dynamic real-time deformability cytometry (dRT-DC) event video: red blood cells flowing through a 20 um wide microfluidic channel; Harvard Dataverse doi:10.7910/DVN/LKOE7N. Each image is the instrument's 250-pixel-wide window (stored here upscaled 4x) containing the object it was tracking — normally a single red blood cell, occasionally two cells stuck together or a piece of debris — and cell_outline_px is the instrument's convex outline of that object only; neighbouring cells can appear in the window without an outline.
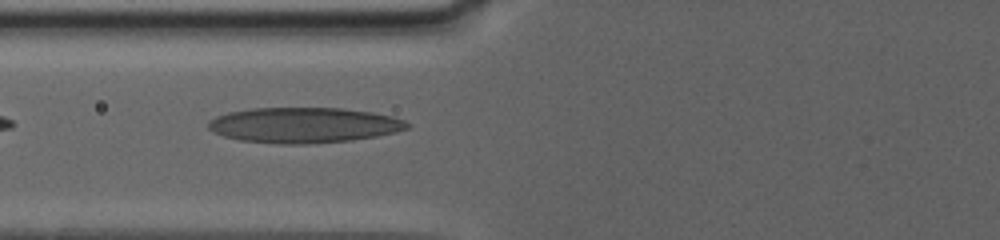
{"species": "human", "species_latin": "Homo sapiens", "temperature_condition": "warm", "stored_images_in_passage": 58, "camera_frame_rate_fps": 3000, "um_per_image_px": 0.085, "donor": {"sex": "female"}, "frame": {"image": 1, "passage_image": 4, "time_ms": 1.0, "image_size_px": [1000, 240], "cell_outline_px": [[408, 128], [396, 132], [376, 136], [352, 140], [308, 144], [276, 144], [240, 140], [224, 136], [208, 128], [208, 120], [216, 116], [228, 112], [252, 108], [344, 108], [372, 112], [392, 116], [404, 120], [408, 124]], "centroid_in_image_um": [25.82, 10.63], "position_along_channel_um": 100.0, "area_um2": 41.1}}
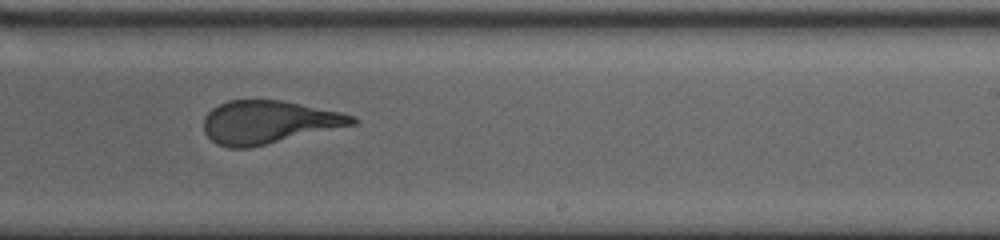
{"frame": {"image": 2, "passage_image": 23, "time_ms": 6.333, "image_size_px": [1000, 240], "cell_outline_px": [[356, 124], [248, 148], [228, 148], [216, 144], [204, 132], [204, 116], [212, 108], [228, 100], [280, 100], [340, 112], [356, 116]], "centroid_in_image_um": [22.79, 10.38], "position_along_channel_um": 266.2, "area_um2": 36.93}}
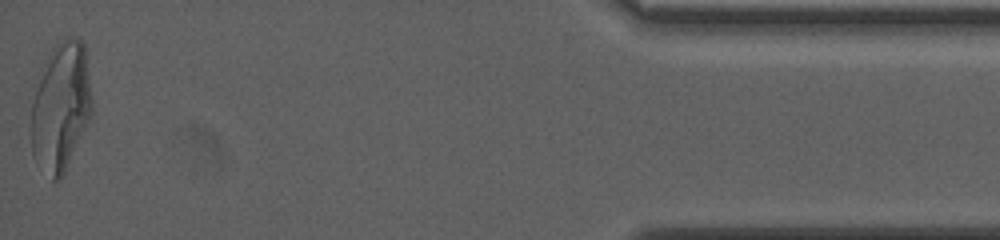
{"frame": {"image": 3, "passage_image": 58, "time_ms": 13.667, "image_size_px": [1000, 240], "cell_outline_px": [[92, 112], [64, 172], [60, 180], [52, 180], [36, 164], [32, 152], [32, 104], [40, 80], [52, 48], [64, 36], [76, 36], [84, 44], [92, 100]], "centroid_in_image_um": [5.18, 9.08], "position_along_channel_um": 430.0, "area_um2": 44.56}}